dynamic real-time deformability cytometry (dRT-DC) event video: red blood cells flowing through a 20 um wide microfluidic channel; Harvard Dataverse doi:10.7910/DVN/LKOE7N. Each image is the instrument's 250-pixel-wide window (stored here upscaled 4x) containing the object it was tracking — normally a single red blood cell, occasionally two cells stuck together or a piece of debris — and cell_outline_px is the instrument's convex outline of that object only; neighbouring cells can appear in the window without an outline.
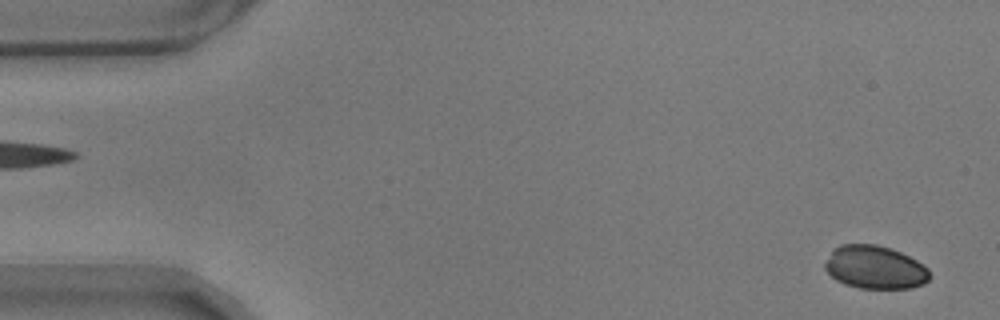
{"species": "common noctule bat (a hibernating species)", "species_latin": "Nyctalus noctula", "temperature_condition": "warm", "stored_images_in_passage": 57, "camera_frame_rate_fps": 3000, "um_per_image_px": 0.085, "animal": {"sex": "male", "body_mass_g": 17.9}, "frame": {"image": 1, "passage_image": 2, "time_ms": 0.333, "image_size_px": [1000, 320], "cell_outline_px": [[928, 280], [924, 284], [912, 288], [860, 288], [844, 284], [836, 280], [824, 268], [824, 264], [832, 248], [840, 244], [876, 244], [892, 248], [924, 264], [928, 268]], "centroid_in_image_um": [74.35, 22.71], "position_along_channel_um": 10.7, "area_um2": 26.47}}
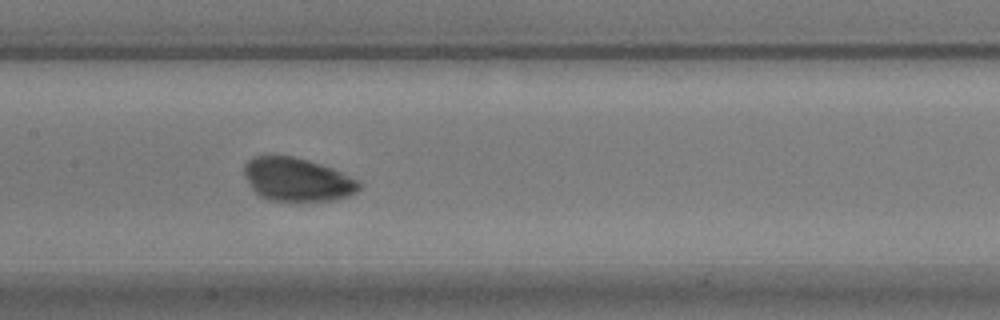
{"frame": {"image": 2, "passage_image": 27, "time_ms": 8.667, "image_size_px": [1000, 320], "cell_outline_px": [[364, 184], [356, 192], [348, 196], [332, 200], [268, 200], [260, 196], [248, 184], [244, 176], [244, 164], [252, 156], [292, 156], [308, 160], [332, 168], [360, 180]], "centroid_in_image_um": [25.27, 15.25], "position_along_channel_um": 182.1, "area_um2": 29.07}}
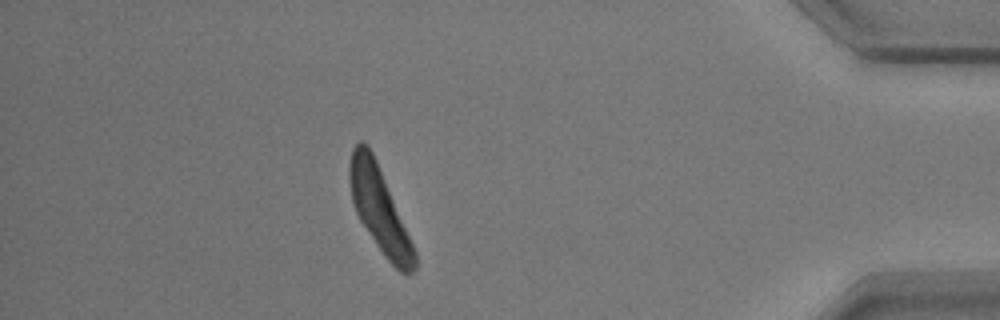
{"frame": {"image": 3, "passage_image": 50, "time_ms": 16.333, "image_size_px": [1000, 320], "cell_outline_px": [[416, 268], [408, 276], [404, 276], [384, 256], [360, 220], [356, 212], [352, 200], [348, 176], [348, 164], [352, 148], [360, 140], [368, 144], [376, 160], [416, 252]], "centroid_in_image_um": [32.24, 17.81], "position_along_channel_um": 403.0, "area_um2": 31.67}}